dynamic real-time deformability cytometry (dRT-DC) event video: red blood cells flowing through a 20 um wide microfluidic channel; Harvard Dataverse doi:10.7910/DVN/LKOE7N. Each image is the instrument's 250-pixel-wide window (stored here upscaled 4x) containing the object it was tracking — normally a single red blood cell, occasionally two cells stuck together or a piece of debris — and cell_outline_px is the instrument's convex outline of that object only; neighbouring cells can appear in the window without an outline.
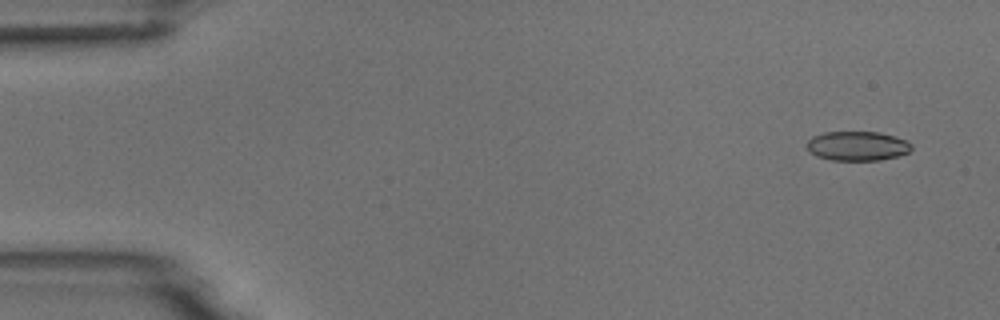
{"species": "common noctule bat (a hibernating species)", "species_latin": "Nyctalus noctula", "temperature_condition": "room temperature", "stored_images_in_passage": 4, "camera_frame_rate_fps": 3000, "um_per_image_px": 0.085, "animal": {"sex": "male", "body_mass_g": 18.8}, "frame": {"image": 1, "passage_image": 1, "time_ms": 0.0, "image_size_px": [1000, 320], "cell_outline_px": [[912, 148], [908, 152], [896, 156], [880, 160], [832, 160], [816, 156], [808, 152], [804, 144], [812, 136], [824, 132], [880, 132], [904, 140], [912, 144]], "centroid_in_image_um": [72.8, 12.41], "position_along_channel_um": 12.2, "area_um2": 17.98}}
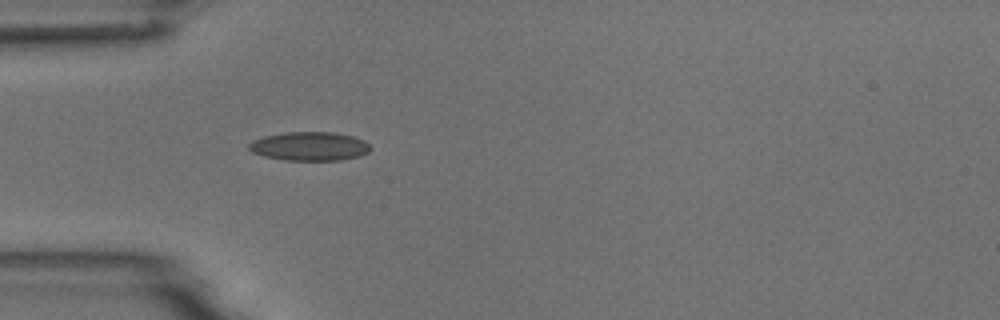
{"frame": {"image": 2, "passage_image": 4, "time_ms": 4.333, "image_size_px": [1000, 320], "cell_outline_px": [[372, 148], [368, 152], [360, 156], [340, 160], [284, 160], [264, 156], [252, 152], [248, 148], [248, 144], [252, 140], [264, 136], [284, 132], [336, 132], [352, 136], [364, 140]], "centroid_in_image_um": [26.31, 12.43], "position_along_channel_um": 58.7, "area_um2": 20.52}}